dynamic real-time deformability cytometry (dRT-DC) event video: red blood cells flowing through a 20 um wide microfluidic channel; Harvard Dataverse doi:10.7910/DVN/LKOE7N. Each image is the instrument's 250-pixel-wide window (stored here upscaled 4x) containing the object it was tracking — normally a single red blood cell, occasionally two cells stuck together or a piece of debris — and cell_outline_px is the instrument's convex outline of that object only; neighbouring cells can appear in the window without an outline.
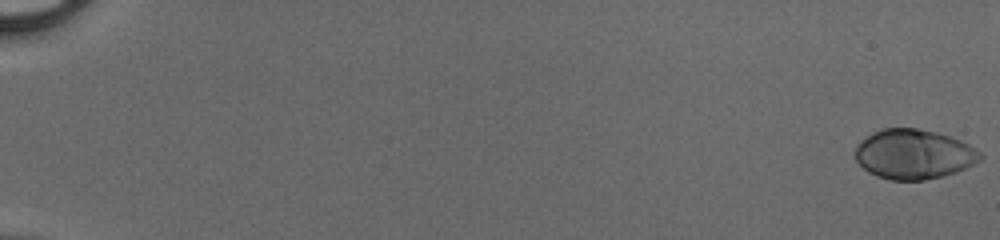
{"species": "human", "species_latin": "Homo sapiens", "temperature_condition": "cold", "stored_images_in_passage": 51, "camera_frame_rate_fps": 3000, "um_per_image_px": 0.085, "donor": {"sex": "male"}, "frame": {"image": 1, "passage_image": 1, "time_ms": 0.0, "image_size_px": [1000, 240], "cell_outline_px": [[984, 156], [980, 160], [956, 172], [924, 180], [892, 180], [876, 176], [868, 172], [856, 160], [856, 144], [860, 140], [872, 132], [880, 128], [916, 128], [936, 132], [960, 140], [968, 144], [980, 152]], "centroid_in_image_um": [77.64, 13.1], "position_along_channel_um": 7.4, "area_um2": 36.13}}
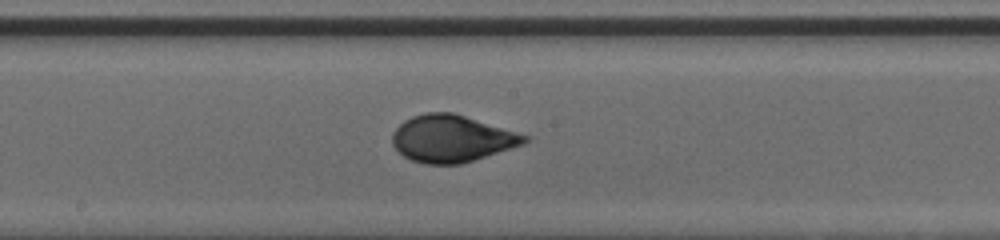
{"frame": {"image": 2, "passage_image": 30, "time_ms": 9.667, "image_size_px": [1000, 240], "cell_outline_px": [[532, 136], [524, 144], [512, 148], [460, 164], [424, 164], [412, 160], [404, 156], [392, 144], [392, 132], [404, 120], [412, 116], [424, 112], [452, 112]], "centroid_in_image_um": [38.41, 11.77], "position_along_channel_um": 209.8, "area_um2": 36.24}}
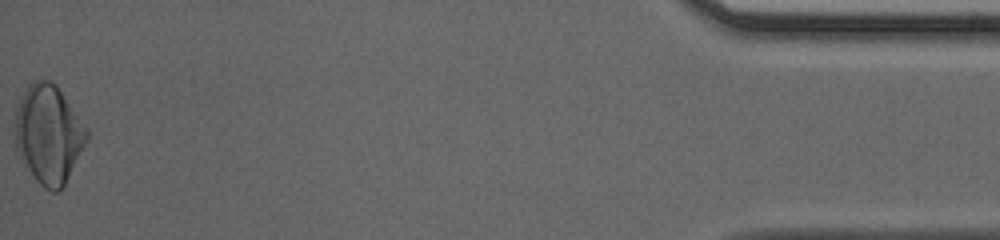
{"frame": {"image": 3, "passage_image": 51, "time_ms": 16.667, "image_size_px": [1000, 240], "cell_outline_px": [[88, 140], [64, 184], [56, 192], [52, 192], [44, 188], [36, 180], [20, 160], [16, 148], [16, 108], [28, 84], [32, 80], [48, 80], [56, 84], [88, 128]], "centroid_in_image_um": [4.14, 11.39], "position_along_channel_um": 431.1, "area_um2": 41.04}}